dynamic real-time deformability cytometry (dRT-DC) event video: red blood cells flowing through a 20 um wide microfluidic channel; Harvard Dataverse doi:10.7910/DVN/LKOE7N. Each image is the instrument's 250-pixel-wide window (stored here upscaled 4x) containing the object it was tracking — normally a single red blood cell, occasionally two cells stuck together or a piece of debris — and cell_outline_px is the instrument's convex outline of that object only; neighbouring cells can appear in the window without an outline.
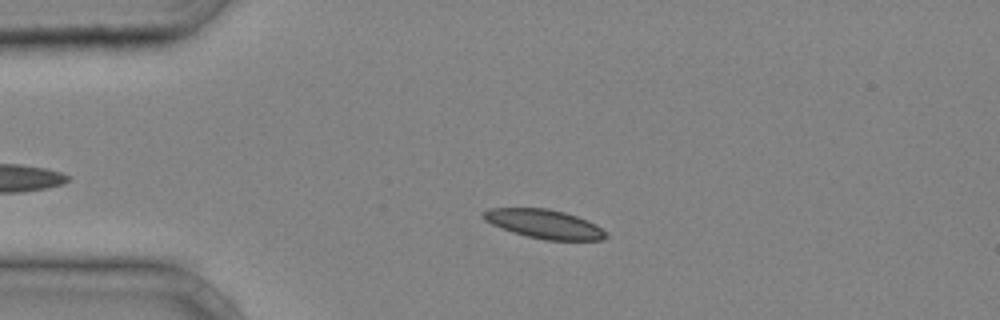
{"species": "common noctule bat (a hibernating species)", "species_latin": "Nyctalus noctula", "temperature_condition": "cold", "stored_images_in_passage": 38, "camera_frame_rate_fps": 3000, "um_per_image_px": 0.085, "animal": {"sex": "male", "body_mass_g": 20.4}, "frame": {"image": 1, "passage_image": 7, "time_ms": 2.0, "image_size_px": [1000, 320], "cell_outline_px": [[608, 236], [600, 240], [544, 240], [512, 232], [500, 228], [484, 220], [480, 216], [488, 208], [548, 208], [564, 212], [588, 220], [596, 224], [608, 232]], "centroid_in_image_um": [46.27, 19.04], "position_along_channel_um": 38.7, "area_um2": 20.81}}
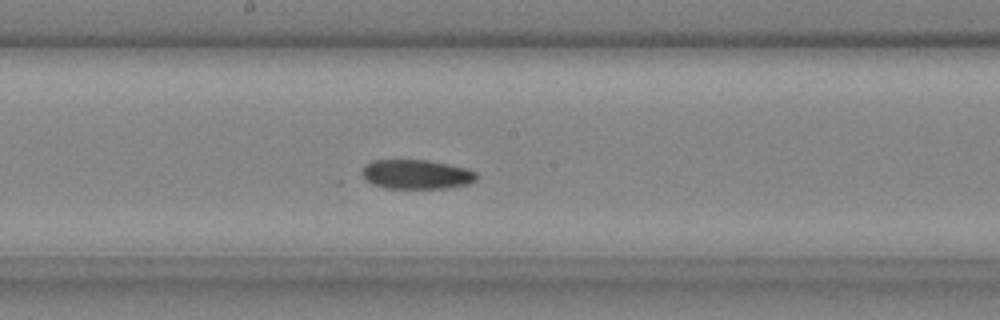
{"frame": {"image": 2, "passage_image": 20, "time_ms": 6.333, "image_size_px": [1000, 320], "cell_outline_px": [[476, 180], [468, 184], [448, 188], [384, 188], [372, 184], [364, 180], [360, 172], [364, 164], [372, 160], [428, 160], [468, 168], [476, 172]], "centroid_in_image_um": [35.35, 14.82], "position_along_channel_um": 212.8, "area_um2": 19.88}}
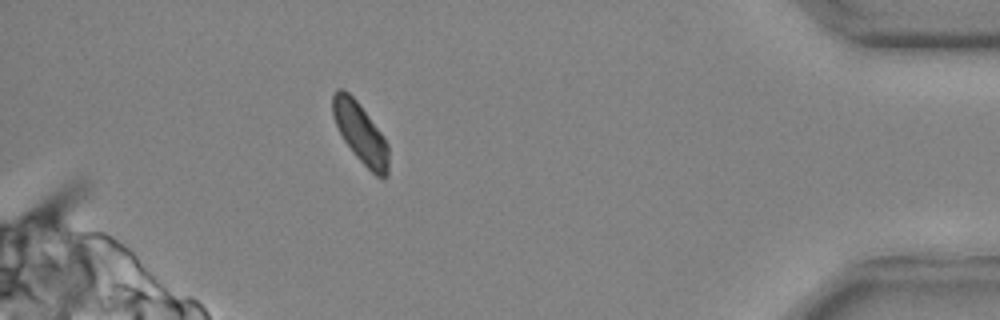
{"frame": {"image": 3, "passage_image": 35, "time_ms": 11.333, "image_size_px": [1000, 320], "cell_outline_px": [[388, 176], [384, 180], [380, 180], [356, 156], [344, 140], [336, 124], [332, 112], [332, 92], [336, 88], [344, 88], [360, 104], [384, 136], [388, 144]], "centroid_in_image_um": [30.65, 11.3], "position_along_channel_um": 404.5, "area_um2": 19.71}}